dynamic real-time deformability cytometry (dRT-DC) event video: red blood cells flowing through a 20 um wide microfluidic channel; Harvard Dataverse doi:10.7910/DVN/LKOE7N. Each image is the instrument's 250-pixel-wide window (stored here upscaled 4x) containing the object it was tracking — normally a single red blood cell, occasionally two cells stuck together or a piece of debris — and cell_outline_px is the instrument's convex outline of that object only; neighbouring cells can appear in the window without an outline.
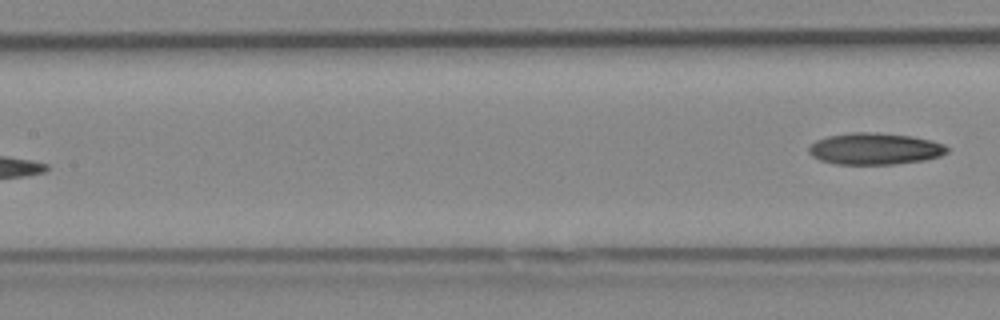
{"species": "Egyptian fruit bat (a non-hibernating species)", "species_latin": "Rousettus aegyptiacus", "temperature_condition": "cold", "stored_images_in_passage": 7, "segment_of_instrument_passage": [2, 2], "camera_frame_rate_fps": 3000, "um_per_image_px": 0.085, "animal": {"sex": "female"}, "frame": {"image": 1, "passage_image": 7, "time_ms": 2.0, "image_size_px": [1000, 320], "cell_outline_px": [[948, 152], [940, 156], [924, 160], [896, 164], [836, 164], [820, 160], [812, 156], [808, 152], [808, 148], [816, 140], [828, 136], [852, 132], [876, 132], [912, 136], [932, 140], [944, 144], [948, 148]], "centroid_in_image_um": [74.37, 12.64], "position_along_channel_um": 133.0, "area_um2": 25.61}}